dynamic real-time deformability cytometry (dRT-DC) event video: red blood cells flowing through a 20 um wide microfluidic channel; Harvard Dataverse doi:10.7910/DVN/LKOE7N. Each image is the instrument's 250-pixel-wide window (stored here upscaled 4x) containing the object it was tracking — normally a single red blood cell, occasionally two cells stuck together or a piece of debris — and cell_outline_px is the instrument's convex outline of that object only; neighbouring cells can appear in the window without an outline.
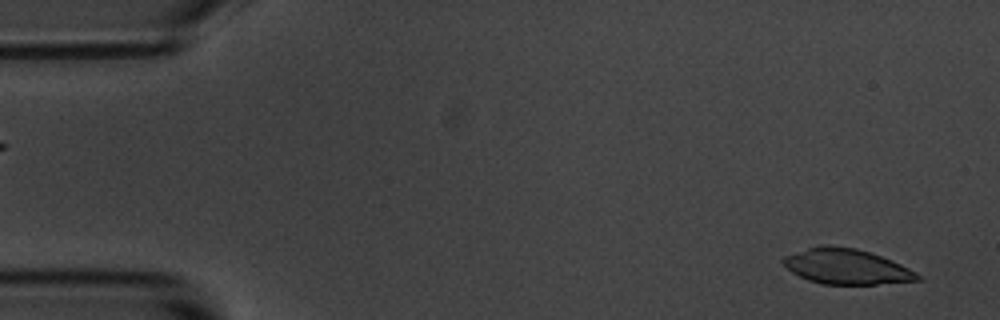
{"species": "common noctule bat (a hibernating species)", "species_latin": "Nyctalus noctula", "temperature_condition": "room temperature", "stored_images_in_passage": 53, "camera_frame_rate_fps": 3000, "um_per_image_px": 0.085, "animal": {"sex": "male", "body_mass_g": 20.1, "forearm_length_mm": 53.5}, "frame": {"image": 1, "passage_image": 2, "time_ms": 0.333, "image_size_px": [1000, 320], "cell_outline_px": [[924, 280], [876, 284], [820, 284], [808, 280], [792, 272], [780, 260], [784, 256], [808, 248], [824, 244], [828, 244], [856, 248], [892, 260], [916, 272]], "centroid_in_image_um": [71.95, 22.65], "position_along_channel_um": 13.1, "area_um2": 27.57}}
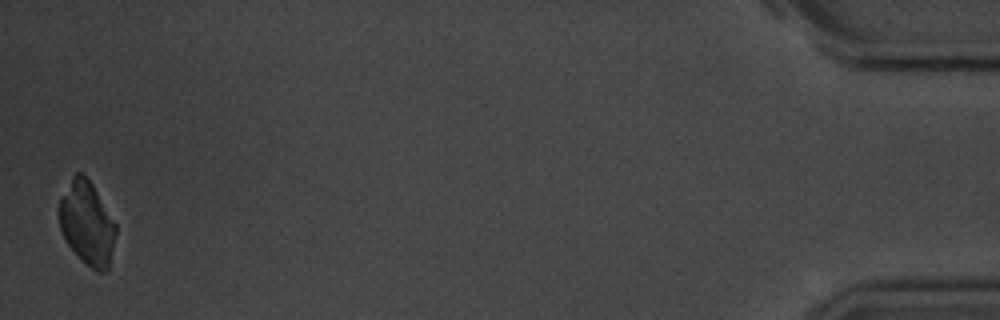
{"frame": {"image": 2, "passage_image": 53, "time_ms": 17.333, "image_size_px": [1000, 320], "cell_outline_px": [[116, 232], [108, 272], [96, 272], [80, 260], [68, 244], [60, 228], [56, 208], [60, 196], [72, 176], [76, 172], [80, 172], [92, 184], [116, 224]], "centroid_in_image_um": [7.36, 18.99], "position_along_channel_um": 427.8, "area_um2": 27.92}}